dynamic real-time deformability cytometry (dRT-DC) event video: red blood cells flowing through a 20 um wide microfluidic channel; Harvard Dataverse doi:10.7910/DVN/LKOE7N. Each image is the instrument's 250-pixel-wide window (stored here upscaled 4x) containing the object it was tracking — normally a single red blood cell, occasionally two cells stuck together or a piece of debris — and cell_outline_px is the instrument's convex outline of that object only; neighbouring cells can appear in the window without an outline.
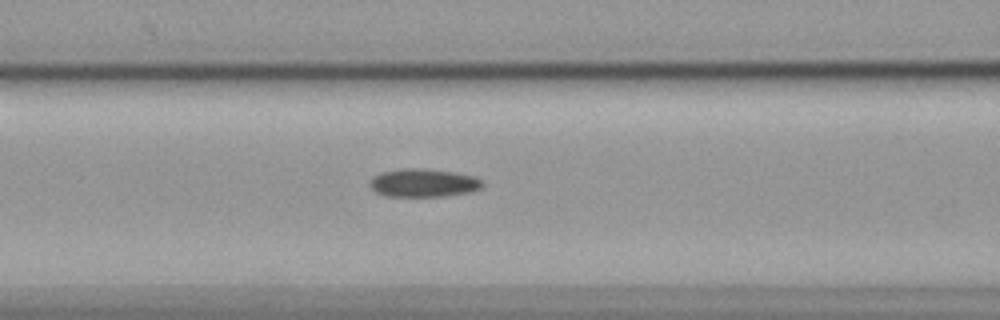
{"species": "common noctule bat (a hibernating species)", "species_latin": "Nyctalus noctula", "temperature_condition": "cold", "stored_images_in_passage": 41, "camera_frame_rate_fps": 3000, "um_per_image_px": 0.085, "animal": {"sex": "female", "body_mass_g": 19.9}, "frame": {"image": 1, "passage_image": 8, "time_ms": 2.333, "image_size_px": [1000, 320], "cell_outline_px": [[484, 184], [480, 188], [472, 192], [444, 196], [384, 196], [376, 192], [368, 184], [368, 180], [372, 176], [380, 172], [400, 168], [420, 168], [452, 172], [472, 176], [480, 180]], "centroid_in_image_um": [35.92, 15.54], "position_along_channel_um": 130.7, "area_um2": 18.61}}
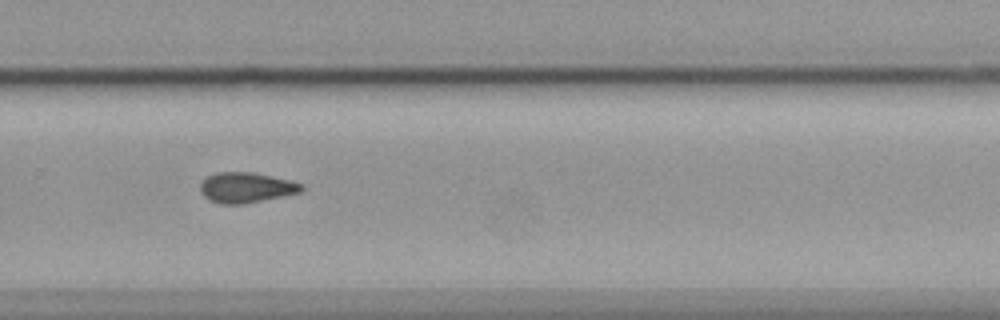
{"frame": {"image": 2, "passage_image": 23, "time_ms": 7.333, "image_size_px": [1000, 320], "cell_outline_px": [[304, 188], [300, 192], [244, 204], [220, 204], [208, 200], [200, 192], [200, 184], [208, 176], [216, 172], [252, 172], [292, 180], [304, 184]], "centroid_in_image_um": [20.92, 15.94], "position_along_channel_um": 308.9, "area_um2": 17.98}}
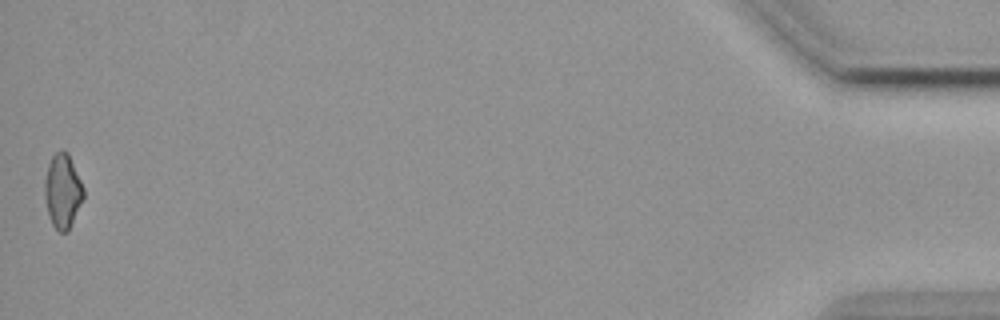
{"frame": {"image": 3, "passage_image": 41, "time_ms": 13.333, "image_size_px": [1000, 320], "cell_outline_px": [[84, 196], [68, 232], [60, 232], [52, 224], [48, 212], [44, 196], [44, 180], [48, 164], [52, 156], [60, 148], [64, 148], [68, 152], [84, 188]], "centroid_in_image_um": [5.32, 16.2], "position_along_channel_um": 429.9, "area_um2": 16.88}, "authors_computed_cell_mechanics": {"area_um2": 17.8602, "velocity_mm_per_s": 3.5808, "shape_relaxation_time_tau1_ms": null, "shape_relaxation_time_tau2_ms": 9.7386, "deformation_change_tau1": null, "deformation_change_tau2": 0.156}}